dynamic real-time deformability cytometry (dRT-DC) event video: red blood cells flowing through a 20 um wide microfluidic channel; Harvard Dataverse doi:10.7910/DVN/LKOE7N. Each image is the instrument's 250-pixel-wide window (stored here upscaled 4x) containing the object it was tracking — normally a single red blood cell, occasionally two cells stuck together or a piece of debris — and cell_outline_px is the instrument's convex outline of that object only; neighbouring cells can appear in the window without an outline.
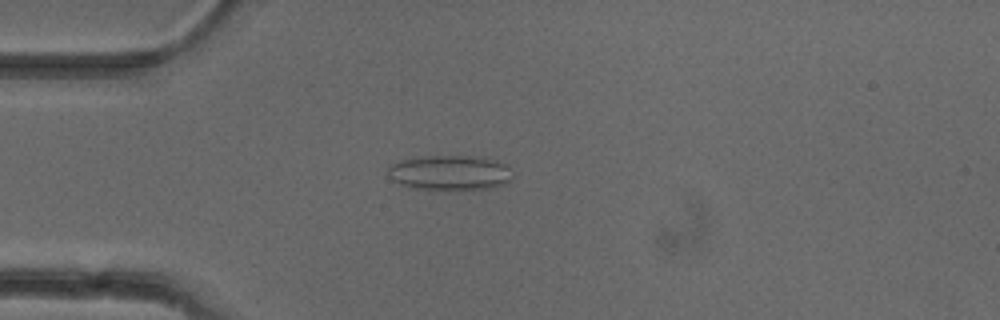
{"species": "common noctule bat (a hibernating species)", "species_latin": "Nyctalus noctula", "temperature_condition": "cold", "stored_images_in_passage": 52, "camera_frame_rate_fps": 3000, "um_per_image_px": 0.085, "animal": {"sex": "female"}, "frame": {"image": 1, "passage_image": 14, "time_ms": 4.333, "image_size_px": [1000, 320], "cell_outline_px": [[512, 180], [504, 184], [492, 188], [448, 192], [408, 188], [392, 180], [388, 176], [388, 164], [400, 160], [424, 156], [480, 156], [504, 164], [508, 168], [512, 176]], "centroid_in_image_um": [38.19, 14.73], "position_along_channel_um": 46.8, "area_um2": 26.3}}
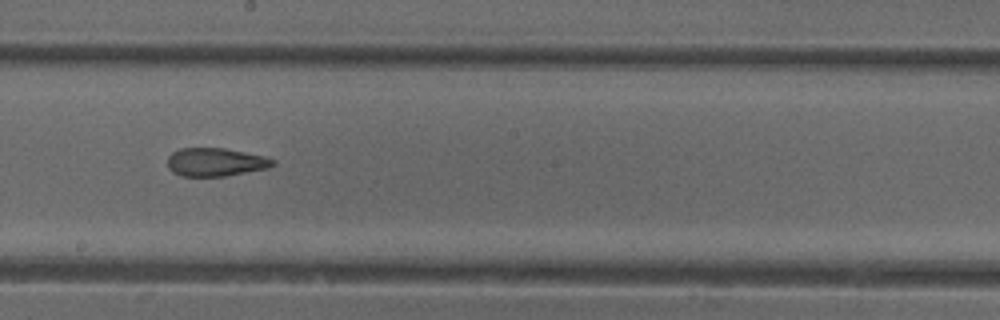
{"frame": {"image": 2, "passage_image": 29, "time_ms": 9.333, "image_size_px": [1000, 320], "cell_outline_px": [[276, 164], [268, 168], [224, 176], [180, 176], [172, 172], [168, 168], [168, 156], [172, 152], [180, 148], [224, 148], [264, 156], [276, 160]], "centroid_in_image_um": [18.31, 13.78], "position_along_channel_um": 229.9, "area_um2": 17.4}}
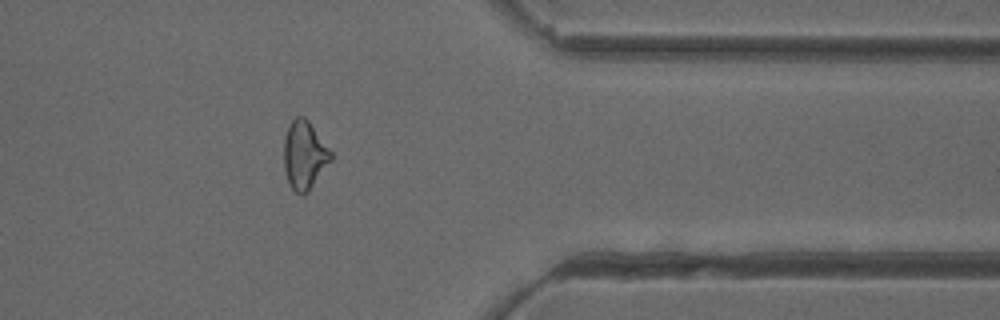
{"frame": {"image": 3, "passage_image": 42, "time_ms": 13.667, "image_size_px": [1000, 320], "cell_outline_px": [[332, 160], [308, 192], [296, 192], [288, 184], [284, 168], [284, 136], [288, 124], [296, 116], [304, 116], [308, 120], [332, 152]], "centroid_in_image_um": [25.86, 13.16], "position_along_channel_um": 385.5, "area_um2": 18.73}, "authors_computed_cell_mechanics": {"area_um2": 19.6231, "velocity_mm_per_s": 3.9523, "shape_relaxation_time_tau1_ms": null, "shape_relaxation_time_tau2_ms": 2.5088, "deformation_change_tau1": null, "deformation_change_tau2": 0.1044}}